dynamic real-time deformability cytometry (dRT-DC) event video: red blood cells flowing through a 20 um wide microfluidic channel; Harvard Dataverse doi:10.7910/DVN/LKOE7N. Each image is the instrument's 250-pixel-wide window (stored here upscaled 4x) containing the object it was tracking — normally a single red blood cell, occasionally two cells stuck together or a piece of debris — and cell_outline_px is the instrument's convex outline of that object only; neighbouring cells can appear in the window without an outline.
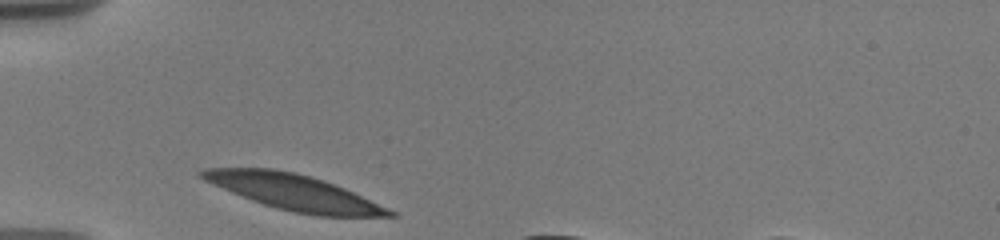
{"species": "human", "species_latin": "Homo sapiens", "temperature_condition": "warm", "stored_images_in_passage": 4, "camera_frame_rate_fps": 3000, "um_per_image_px": 0.085, "donor": {"sex": "male"}, "frame": {"image": 1, "passage_image": 1, "time_ms": 0.0, "image_size_px": [1000, 240], "cell_outline_px": [[396, 216], [316, 216], [276, 208], [252, 200], [232, 192], [204, 180], [196, 172], [204, 168], [272, 168], [296, 172], [324, 180], [344, 188], [388, 208], [396, 212]], "centroid_in_image_um": [24.96, 16.33], "position_along_channel_um": 60.0, "area_um2": 38.49}}
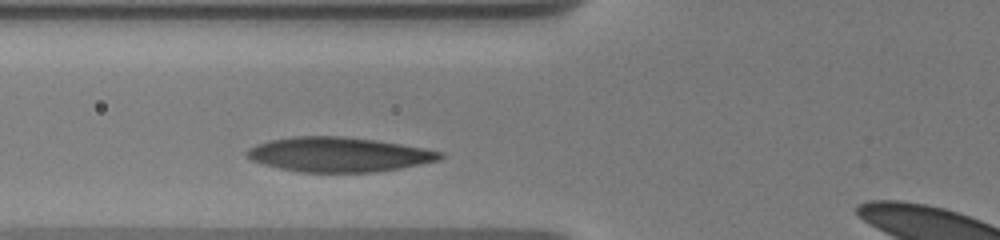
{"frame": {"image": 2, "passage_image": 4, "time_ms": 1.333, "image_size_px": [1000, 240], "cell_outline_px": [[444, 156], [440, 160], [400, 168], [372, 172], [296, 172], [264, 164], [252, 160], [244, 152], [248, 148], [256, 144], [272, 140], [292, 136], [340, 136], [376, 140], [424, 148], [444, 152]], "centroid_in_image_um": [28.79, 13.13], "position_along_channel_um": 97.0, "area_um2": 38.9}}